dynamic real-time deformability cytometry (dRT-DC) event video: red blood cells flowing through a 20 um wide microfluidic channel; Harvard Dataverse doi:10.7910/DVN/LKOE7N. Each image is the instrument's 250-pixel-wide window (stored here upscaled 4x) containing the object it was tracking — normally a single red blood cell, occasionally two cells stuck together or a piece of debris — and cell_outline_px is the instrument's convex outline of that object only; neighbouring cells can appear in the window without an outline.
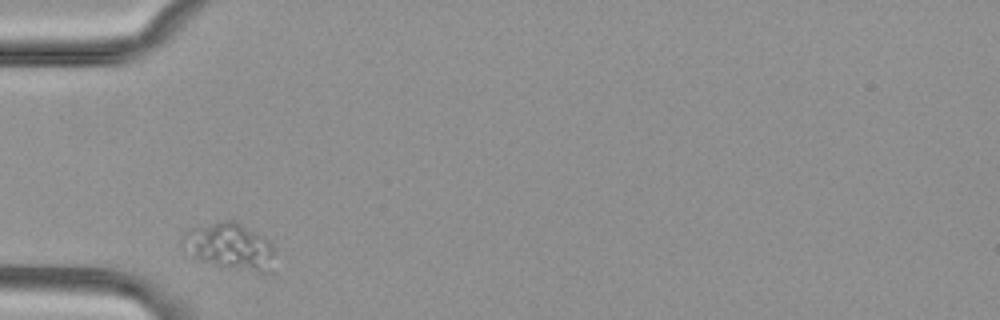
{"species": "common noctule bat (a hibernating species)", "species_latin": "Nyctalus noctula", "temperature_condition": "cold", "stored_images_in_passage": 35, "camera_frame_rate_fps": 3000, "um_per_image_px": 0.085, "animal": {"sex": "female", "body_mass_g": 29.2, "forearm_length_mm": 56.3}, "frame": {"image": 1, "passage_image": 1, "time_ms": 0.0, "image_size_px": [1000, 320], "cell_outline_px": [[276, 252], [272, 276], [216, 264], [204, 260], [180, 244], [180, 240], [188, 228], [224, 220], [232, 220], [264, 236], [276, 248]], "centroid_in_image_um": [19.66, 20.95], "position_along_channel_um": 65.3, "area_um2": 25.09}}
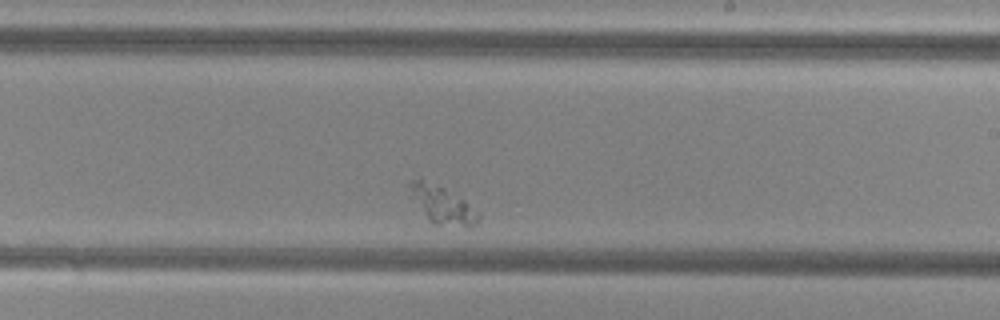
{"frame": {"image": 2, "passage_image": 18, "time_ms": 5.667, "image_size_px": [1000, 320], "cell_outline_px": [[480, 216], [476, 224], [468, 228], [464, 228], [432, 224], [428, 220], [412, 196], [408, 184], [408, 180], [420, 176], [444, 188], [464, 200]], "centroid_in_image_um": [37.56, 17.4], "position_along_channel_um": 251.4, "area_um2": 15.14}}
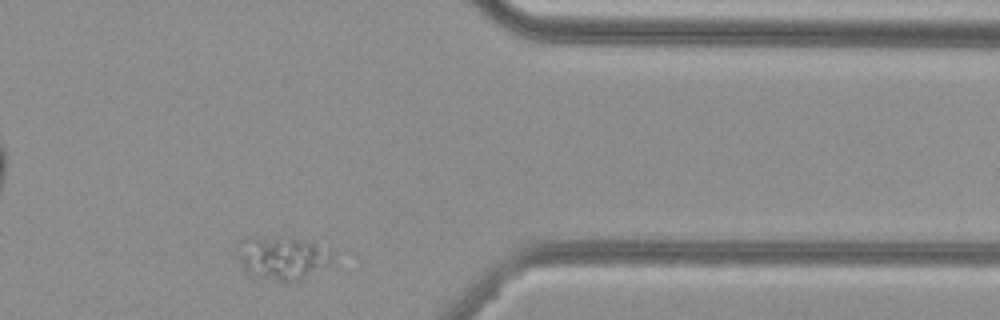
{"frame": {"image": 3, "passage_image": 31, "time_ms": 10.0, "image_size_px": [1000, 320], "cell_outline_px": [[332, 256], [324, 264], [300, 280], [292, 284], [284, 284], [248, 272], [240, 264], [240, 240], [312, 240], [332, 252]], "centroid_in_image_um": [24.03, 21.99], "position_along_channel_um": 387.4, "area_um2": 22.31}}